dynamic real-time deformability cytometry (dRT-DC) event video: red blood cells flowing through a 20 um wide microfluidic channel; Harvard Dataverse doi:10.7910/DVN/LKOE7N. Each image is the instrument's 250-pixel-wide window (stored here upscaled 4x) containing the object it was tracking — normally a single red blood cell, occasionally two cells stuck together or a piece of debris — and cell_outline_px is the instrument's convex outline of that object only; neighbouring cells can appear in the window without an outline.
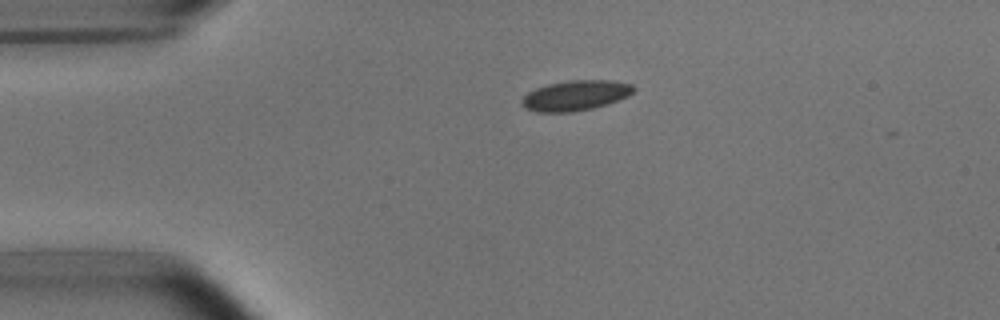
{"species": "common noctule bat (a hibernating species)", "species_latin": "Nyctalus noctula", "temperature_condition": "room temperature", "stored_images_in_passage": 40, "camera_frame_rate_fps": 3000, "um_per_image_px": 0.085, "animal": {"sex": "male", "body_mass_g": 15.6}, "frame": {"image": 1, "passage_image": 1, "time_ms": 0.0, "image_size_px": [1000, 320], "cell_outline_px": [[636, 88], [628, 96], [592, 108], [572, 112], [536, 112], [524, 108], [520, 104], [520, 100], [528, 92], [536, 88], [548, 84], [568, 80], [612, 80], [632, 84]], "centroid_in_image_um": [48.87, 8.11], "position_along_channel_um": 36.1, "area_um2": 19.65}}
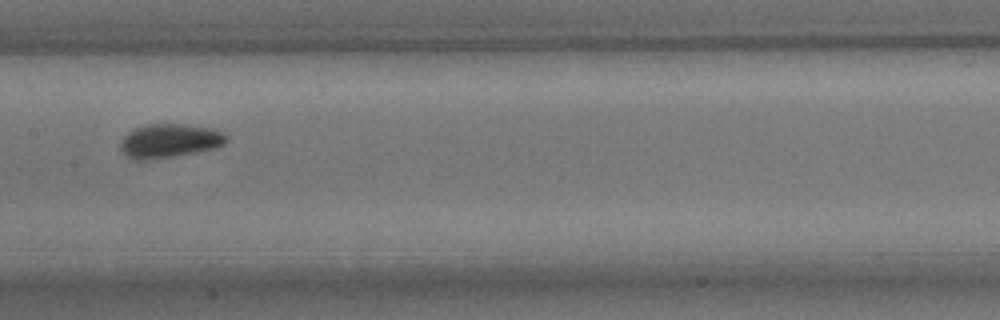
{"frame": {"image": 2, "passage_image": 16, "time_ms": 5.0, "image_size_px": [1000, 320], "cell_outline_px": [[228, 140], [224, 144], [216, 148], [176, 156], [148, 160], [136, 160], [124, 156], [120, 152], [120, 140], [128, 132], [144, 124], [188, 124], [208, 128], [224, 132], [228, 136]], "centroid_in_image_um": [14.38, 11.98], "position_along_channel_um": 193.0, "area_um2": 21.27}}
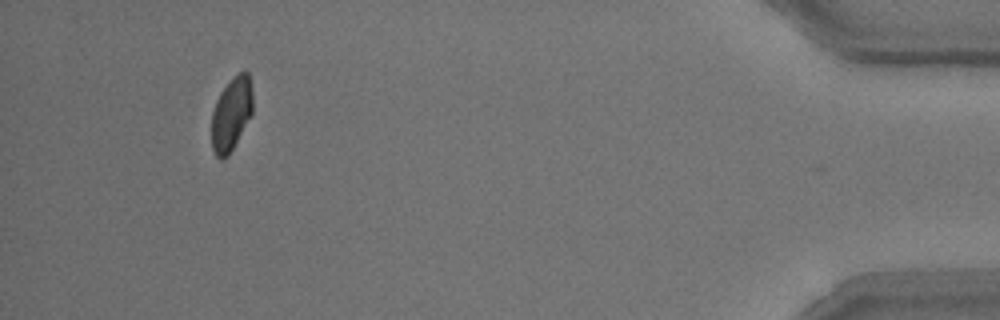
{"frame": {"image": 3, "passage_image": 39, "time_ms": 12.667, "image_size_px": [1000, 320], "cell_outline_px": [[252, 112], [228, 156], [224, 160], [220, 160], [216, 156], [212, 148], [212, 112], [216, 100], [220, 92], [240, 72], [248, 72], [252, 88]], "centroid_in_image_um": [19.65, 9.72], "position_along_channel_um": 415.6, "area_um2": 17.22}, "authors_computed_cell_mechanics": {"area_um2": 19.8254, "velocity_mm_per_s": 3.785, "shape_relaxation_time_tau1_ms": 2.2939, "shape_relaxation_time_tau2_ms": 0.9001, "deformation_change_tau1": 0.0768, "deformation_change_tau2": 0.0507}}